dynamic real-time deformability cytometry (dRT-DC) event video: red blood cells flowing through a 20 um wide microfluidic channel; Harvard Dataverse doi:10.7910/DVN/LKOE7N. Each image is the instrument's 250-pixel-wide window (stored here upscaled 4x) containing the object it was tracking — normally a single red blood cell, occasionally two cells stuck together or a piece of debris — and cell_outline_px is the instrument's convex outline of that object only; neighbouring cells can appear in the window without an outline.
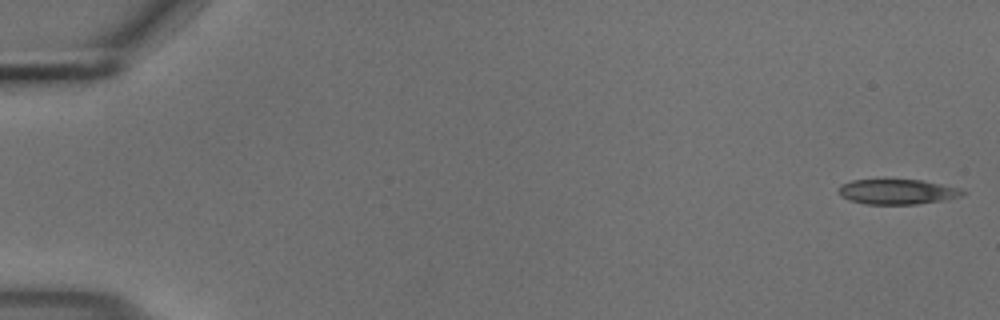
{"species": "common noctule bat (a hibernating species)", "species_latin": "Nyctalus noctula", "temperature_condition": "cold", "stored_images_in_passage": 54, "camera_frame_rate_fps": 3000, "um_per_image_px": 0.085, "animal": {"sex": "male", "body_mass_g": 18.8}, "frame": {"image": 1, "passage_image": 1, "time_ms": 0.0, "image_size_px": [1000, 320], "cell_outline_px": [[964, 192], [960, 196], [940, 200], [916, 204], [864, 204], [848, 200], [840, 196], [840, 184], [852, 180], [920, 180], [960, 188]], "centroid_in_image_um": [76.2, 16.3], "position_along_channel_um": 8.8, "area_um2": 17.8}}
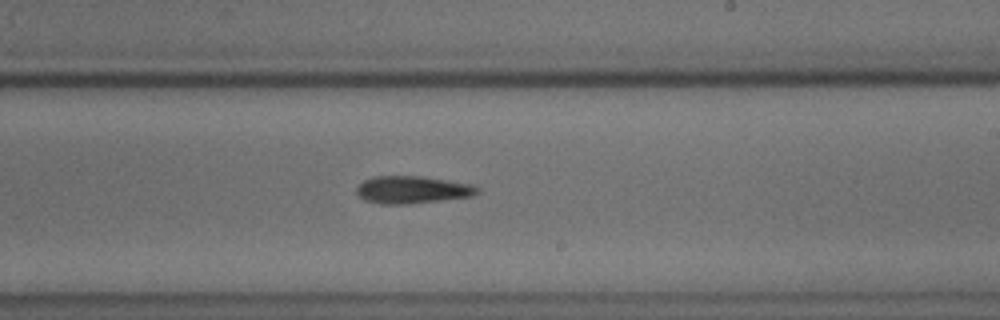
{"frame": {"image": 2, "passage_image": 33, "time_ms": 10.667, "image_size_px": [1000, 320], "cell_outline_px": [[480, 192], [472, 196], [408, 204], [380, 204], [364, 200], [356, 196], [356, 188], [364, 180], [376, 176], [420, 176], [476, 184], [480, 188]], "centroid_in_image_um": [35.06, 16.13], "position_along_channel_um": 253.9, "area_um2": 19.54}}
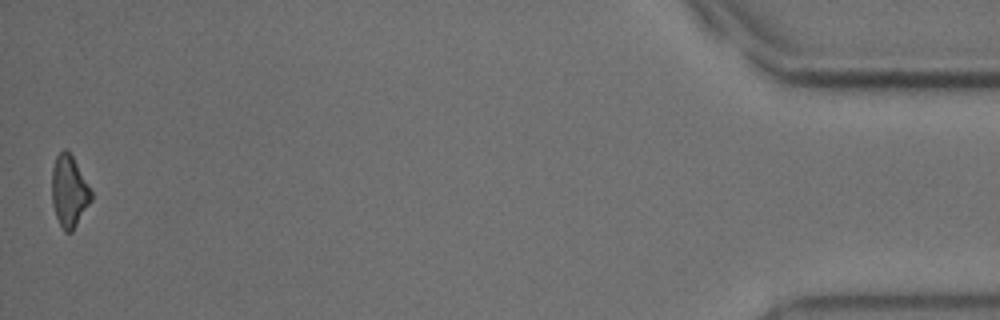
{"frame": {"image": 3, "passage_image": 54, "time_ms": 17.667, "image_size_px": [1000, 320], "cell_outline_px": [[92, 200], [72, 232], [64, 232], [56, 216], [52, 204], [52, 168], [56, 156], [64, 148], [72, 156], [92, 192]], "centroid_in_image_um": [5.87, 16.28], "position_along_channel_um": 429.3, "area_um2": 16.24}, "authors_computed_cell_mechanics": {"area_um2": 18.7272, "velocity_mm_per_s": 3.7222, "shape_relaxation_time_tau1_ms": 4.4468, "shape_relaxation_time_tau2_ms": null, "deformation_change_tau1": 0.1623, "deformation_change_tau2": null}}